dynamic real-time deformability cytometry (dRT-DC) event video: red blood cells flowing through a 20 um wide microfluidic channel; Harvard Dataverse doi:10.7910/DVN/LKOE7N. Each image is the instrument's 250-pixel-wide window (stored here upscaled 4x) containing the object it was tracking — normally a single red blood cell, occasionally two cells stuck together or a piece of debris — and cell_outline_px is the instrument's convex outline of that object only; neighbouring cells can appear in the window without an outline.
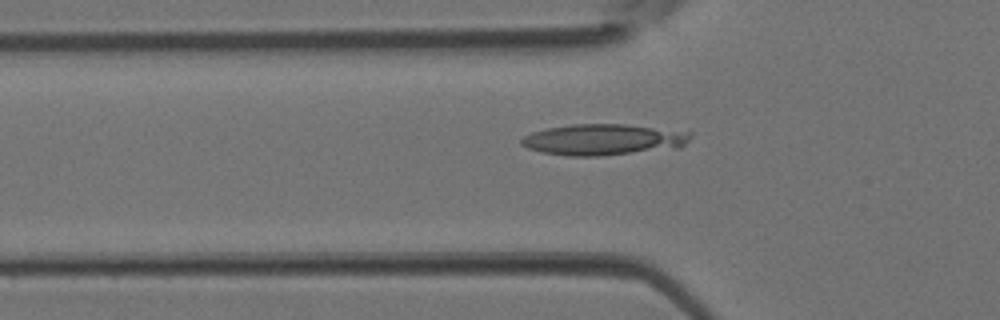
{"species": "Egyptian fruit bat (a non-hibernating species)", "species_latin": "Rousettus aegyptiacus", "temperature_condition": "room temperature", "stored_images_in_passage": 6, "camera_frame_rate_fps": 3000, "um_per_image_px": 0.085, "animal": {"sex": "female"}, "frame": {"image": 1, "passage_image": 5, "time_ms": 1.333, "image_size_px": [1000, 320], "cell_outline_px": [[692, 136], [680, 148], [600, 156], [568, 156], [540, 152], [528, 148], [520, 144], [520, 140], [524, 136], [532, 132], [548, 128], [572, 124], [624, 124], [692, 132]], "centroid_in_image_um": [51.29, 11.87], "position_along_channel_um": 74.5, "area_um2": 30.75}}